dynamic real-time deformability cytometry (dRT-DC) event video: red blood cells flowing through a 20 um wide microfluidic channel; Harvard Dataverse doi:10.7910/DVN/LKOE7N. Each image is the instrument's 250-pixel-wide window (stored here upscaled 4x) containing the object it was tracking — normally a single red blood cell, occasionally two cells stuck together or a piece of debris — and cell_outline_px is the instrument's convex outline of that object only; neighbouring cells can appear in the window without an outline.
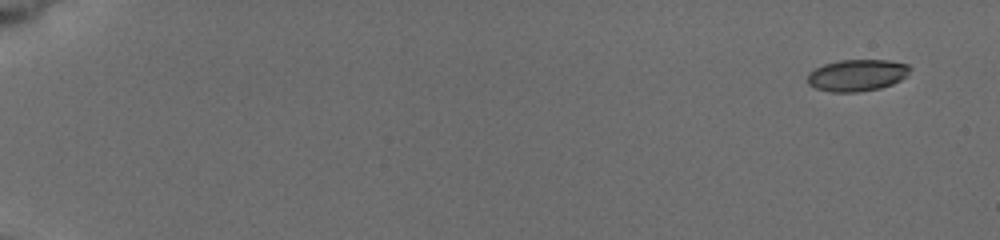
{"species": "common noctule bat (a hibernating species)", "species_latin": "Nyctalus noctula", "temperature_condition": "cold", "stored_images_in_passage": 10, "camera_frame_rate_fps": 3000, "um_per_image_px": 0.085, "animal": {"sex": "female", "body_mass_g": 19.5, "forearm_length_mm": 54.1}, "frame": {"image": 1, "passage_image": 1, "time_ms": 0.0, "image_size_px": [1000, 240], "cell_outline_px": [[912, 68], [908, 76], [892, 84], [880, 88], [856, 92], [832, 92], [816, 88], [808, 84], [808, 72], [824, 64], [840, 60], [888, 60], [908, 64]], "centroid_in_image_um": [72.88, 6.39], "position_along_channel_um": 12.1, "area_um2": 19.02}}